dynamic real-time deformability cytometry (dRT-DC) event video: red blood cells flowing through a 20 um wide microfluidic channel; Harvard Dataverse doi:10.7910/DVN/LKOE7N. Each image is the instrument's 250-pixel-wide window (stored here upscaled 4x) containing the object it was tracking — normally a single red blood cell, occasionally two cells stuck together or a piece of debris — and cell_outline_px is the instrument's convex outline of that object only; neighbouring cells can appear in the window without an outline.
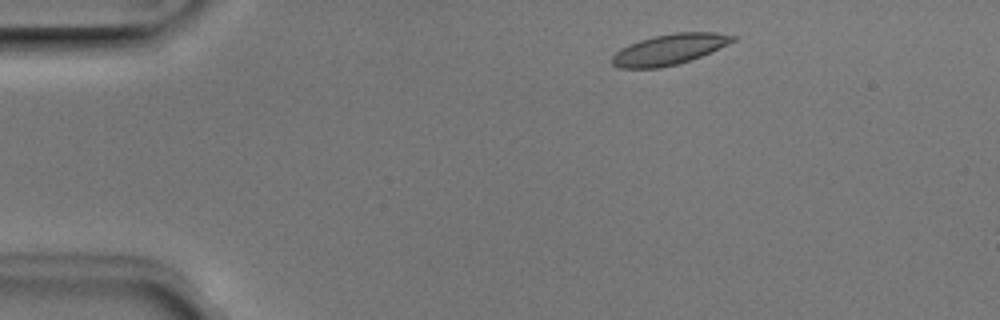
{"species": "Egyptian fruit bat (a non-hibernating species)", "species_latin": "Rousettus aegyptiacus", "temperature_condition": "room temperature", "stored_images_in_passage": 4, "camera_frame_rate_fps": 3000, "um_per_image_px": 0.085, "animal": {"sex": "male"}, "frame": {"image": 1, "passage_image": 1, "time_ms": 0.0, "image_size_px": [1000, 320], "cell_outline_px": [[736, 40], [728, 44], [692, 60], [660, 68], [620, 68], [612, 64], [612, 56], [620, 48], [628, 44], [652, 36], [676, 32], [716, 32], [736, 36]], "centroid_in_image_um": [56.88, 4.19], "position_along_channel_um": 28.1, "area_um2": 21.56}}